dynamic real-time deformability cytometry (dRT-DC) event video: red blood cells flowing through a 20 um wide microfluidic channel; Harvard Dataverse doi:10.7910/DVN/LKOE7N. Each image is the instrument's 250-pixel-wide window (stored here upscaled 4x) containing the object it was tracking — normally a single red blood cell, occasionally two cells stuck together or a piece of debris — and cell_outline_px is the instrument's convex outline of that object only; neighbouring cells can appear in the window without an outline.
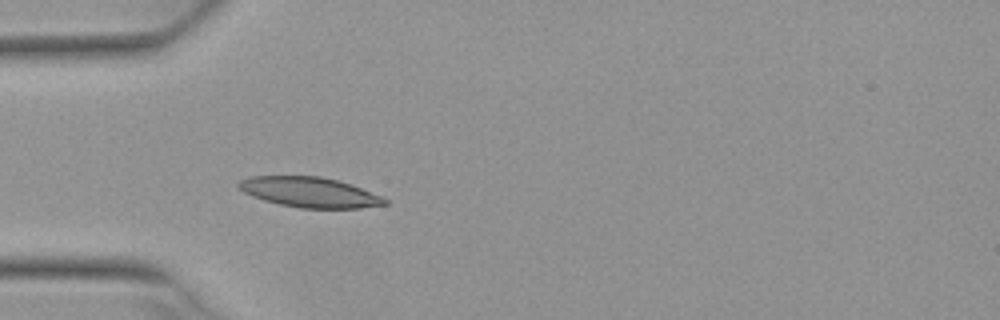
{"species": "Egyptian fruit bat (a non-hibernating species)", "species_latin": "Rousettus aegyptiacus", "temperature_condition": "warm", "stored_images_in_passage": 3, "camera_frame_rate_fps": 3000, "um_per_image_px": 0.085, "animal": {"sex": "female"}, "frame": {"image": 1, "passage_image": 3, "time_ms": 0.667, "image_size_px": [1000, 320], "cell_outline_px": [[388, 204], [360, 208], [300, 208], [280, 204], [264, 200], [252, 196], [244, 192], [236, 184], [240, 180], [248, 176], [320, 176], [336, 180], [360, 188], [380, 196], [388, 200]], "centroid_in_image_um": [26.28, 16.34], "position_along_channel_um": 58.7, "area_um2": 25.43}}